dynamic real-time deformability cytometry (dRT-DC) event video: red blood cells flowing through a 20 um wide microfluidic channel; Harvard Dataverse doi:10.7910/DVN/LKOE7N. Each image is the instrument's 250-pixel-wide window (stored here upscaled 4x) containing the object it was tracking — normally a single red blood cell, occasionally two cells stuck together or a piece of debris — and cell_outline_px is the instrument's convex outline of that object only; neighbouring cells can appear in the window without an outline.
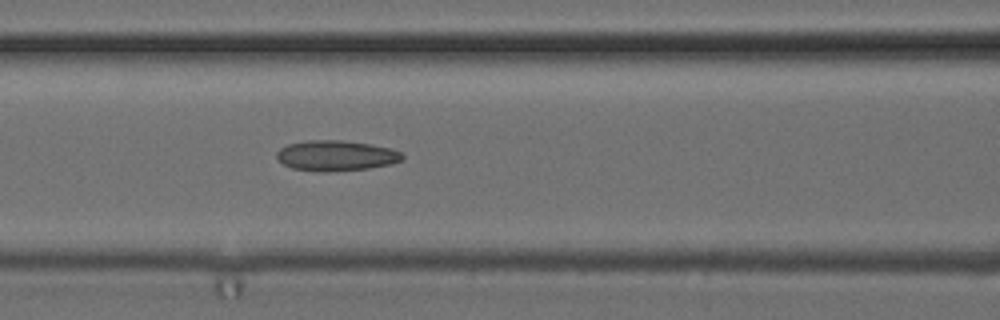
{"species": "common noctule bat (a hibernating species)", "species_latin": "Nyctalus noctula", "temperature_condition": "cold", "stored_images_in_passage": 25, "camera_frame_rate_fps": 3000, "um_per_image_px": 0.085, "animal": {"sex": "female", "body_mass_g": 24.6, "forearm_length_mm": 56.2}, "frame": {"image": 1, "passage_image": 22, "time_ms": 7.0, "image_size_px": [1000, 320], "cell_outline_px": [[404, 160], [392, 164], [368, 168], [324, 172], [320, 172], [292, 168], [284, 164], [276, 156], [276, 152], [280, 148], [288, 144], [308, 140], [340, 140], [368, 144], [392, 148], [400, 152], [404, 156]], "centroid_in_image_um": [28.58, 13.23], "position_along_channel_um": 138.0, "area_um2": 22.25}}